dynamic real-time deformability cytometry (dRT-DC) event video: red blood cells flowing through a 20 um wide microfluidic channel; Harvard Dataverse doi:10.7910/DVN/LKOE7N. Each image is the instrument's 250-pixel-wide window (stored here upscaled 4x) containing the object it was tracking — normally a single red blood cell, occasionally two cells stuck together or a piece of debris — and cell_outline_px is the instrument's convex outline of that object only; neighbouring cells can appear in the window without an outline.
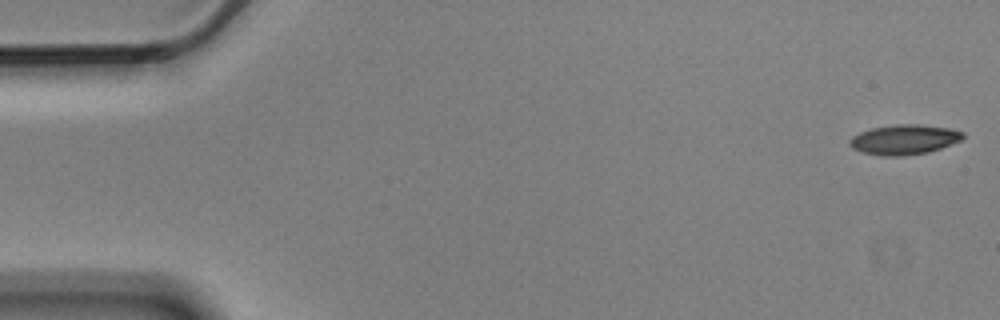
{"species": "Egyptian fruit bat (a non-hibernating species)", "species_latin": "Rousettus aegyptiacus", "temperature_condition": "cold", "stored_images_in_passage": 5, "camera_frame_rate_fps": 3000, "um_per_image_px": 0.085, "animal": {"sex": "male"}, "frame": {"image": 1, "passage_image": 1, "time_ms": 0.0, "image_size_px": [1000, 320], "cell_outline_px": [[964, 136], [960, 140], [940, 148], [928, 152], [900, 156], [884, 156], [864, 152], [852, 148], [848, 144], [848, 140], [852, 136], [860, 132], [872, 128], [896, 124], [916, 124], [948, 128], [964, 132]], "centroid_in_image_um": [76.82, 11.86], "position_along_channel_um": 8.2, "area_um2": 19.54}}
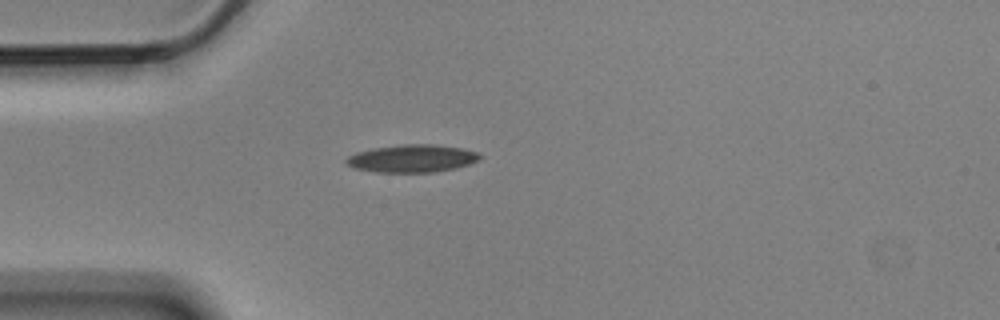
{"frame": {"image": 2, "passage_image": 5, "time_ms": 1.333, "image_size_px": [1000, 320], "cell_outline_px": [[480, 160], [456, 168], [432, 172], [376, 172], [356, 168], [348, 164], [344, 160], [348, 156], [356, 152], [372, 148], [404, 144], [436, 144], [460, 148], [476, 152], [480, 156]], "centroid_in_image_um": [35.01, 13.46], "position_along_channel_um": 50.0, "area_um2": 21.39}}